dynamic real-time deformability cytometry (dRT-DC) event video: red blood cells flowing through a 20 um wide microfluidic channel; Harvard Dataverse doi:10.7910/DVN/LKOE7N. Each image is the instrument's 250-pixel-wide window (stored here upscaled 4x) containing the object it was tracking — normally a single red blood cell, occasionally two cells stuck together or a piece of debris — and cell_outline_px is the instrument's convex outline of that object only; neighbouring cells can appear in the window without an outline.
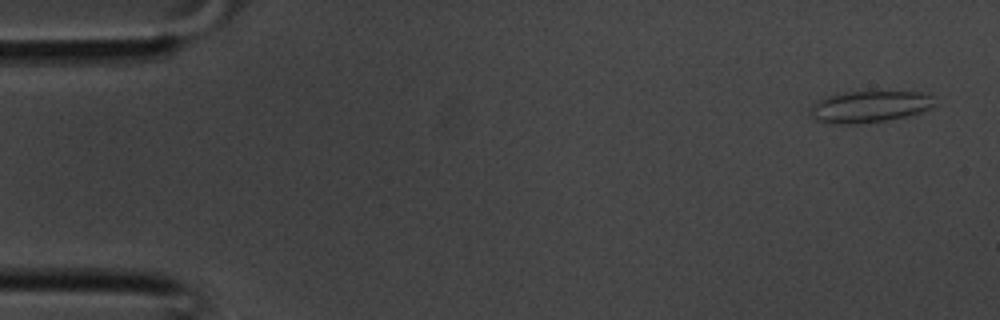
{"species": "common noctule bat (a hibernating species)", "species_latin": "Nyctalus noctula", "temperature_condition": "room temperature", "stored_images_in_passage": 37, "camera_frame_rate_fps": 3000, "um_per_image_px": 0.085, "animal": {"sex": "male", "body_mass_g": 20.1, "forearm_length_mm": 53.5}, "frame": {"image": 1, "passage_image": 2, "time_ms": 0.333, "image_size_px": [1000, 320], "cell_outline_px": [[936, 104], [932, 108], [920, 112], [888, 120], [856, 124], [836, 124], [816, 120], [812, 116], [812, 108], [820, 100], [836, 92], [924, 92], [932, 96]], "centroid_in_image_um": [73.96, 9.06], "position_along_channel_um": 11.0, "area_um2": 22.66}}
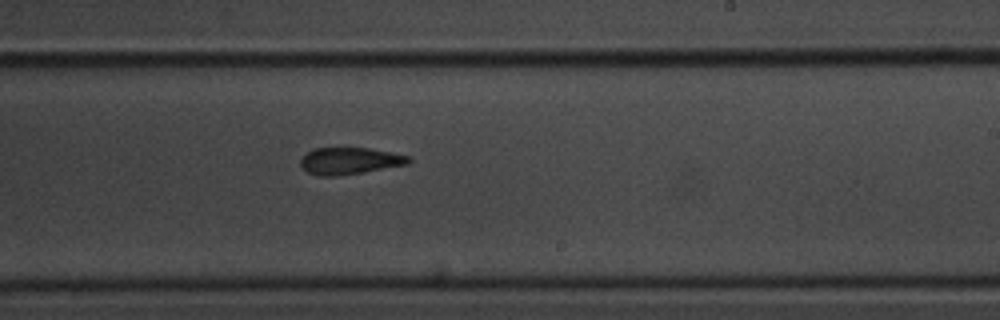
{"frame": {"image": 2, "passage_image": 22, "time_ms": 7.0, "image_size_px": [1000, 320], "cell_outline_px": [[412, 160], [408, 164], [364, 172], [340, 176], [316, 176], [300, 168], [300, 160], [312, 148], [368, 148], [392, 152], [412, 156]], "centroid_in_image_um": [29.73, 13.68], "position_along_channel_um": 259.3, "area_um2": 17.17}}
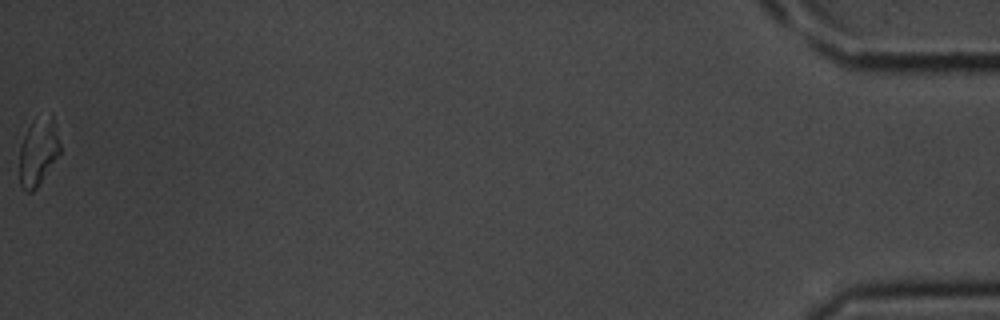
{"frame": {"image": 3, "passage_image": 37, "time_ms": 12.0, "image_size_px": [1000, 320], "cell_outline_px": [[60, 152], [36, 188], [32, 192], [24, 192], [20, 188], [20, 144], [32, 120], [52, 112], [60, 144]], "centroid_in_image_um": [3.24, 12.88], "position_along_channel_um": 432.0, "area_um2": 15.95}}